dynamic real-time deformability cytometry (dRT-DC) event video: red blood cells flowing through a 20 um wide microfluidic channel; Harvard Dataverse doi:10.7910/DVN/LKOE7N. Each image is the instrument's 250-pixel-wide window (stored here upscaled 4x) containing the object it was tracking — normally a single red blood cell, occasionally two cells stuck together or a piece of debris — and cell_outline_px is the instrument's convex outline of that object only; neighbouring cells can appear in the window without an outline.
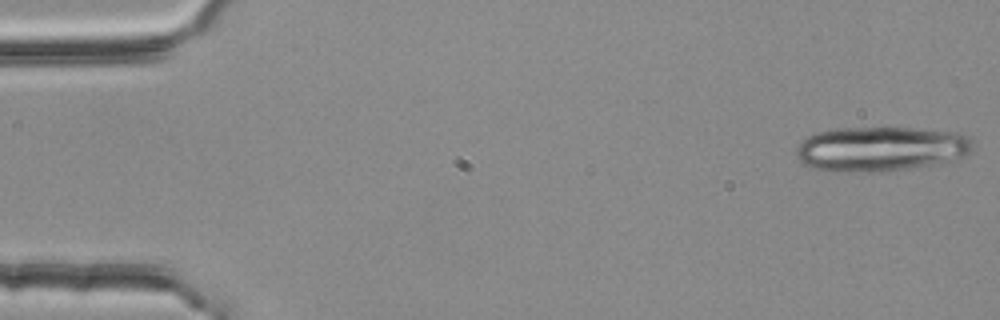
{"species": "common noctule bat (a hibernating species)", "species_latin": "Nyctalus noctula", "temperature_condition": "room temperature", "stored_images_in_passage": 14, "camera_frame_rate_fps": 3000, "um_per_image_px": 0.085, "animal": {"sex": "female", "body_mass_g": 25.1}, "frame": {"image": 1, "passage_image": 1, "time_ms": 0.0, "image_size_px": [1000, 320], "cell_outline_px": [[972, 148], [964, 156], [948, 160], [908, 168], [864, 172], [836, 172], [812, 168], [804, 164], [796, 156], [796, 148], [800, 140], [816, 132], [836, 128], [912, 128], [952, 132], [968, 136], [972, 140]], "centroid_in_image_um": [74.76, 12.64], "position_along_channel_um": 10.2, "area_um2": 45.6}}